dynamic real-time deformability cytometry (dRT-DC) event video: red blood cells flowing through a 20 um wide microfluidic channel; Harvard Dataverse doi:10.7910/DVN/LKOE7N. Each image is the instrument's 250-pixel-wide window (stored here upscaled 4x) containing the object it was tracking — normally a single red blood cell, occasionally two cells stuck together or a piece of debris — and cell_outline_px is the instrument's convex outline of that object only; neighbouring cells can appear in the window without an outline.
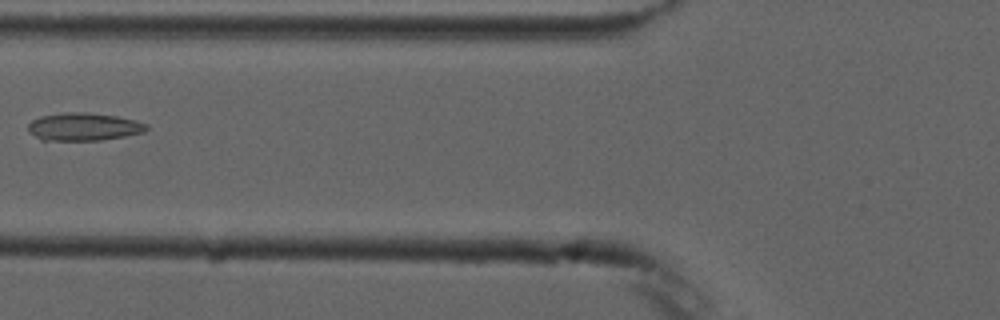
{"species": "common noctule bat (a hibernating species)", "species_latin": "Nyctalus noctula", "temperature_condition": "cold", "stored_images_in_passage": 9, "camera_frame_rate_fps": 3000, "um_per_image_px": 0.085, "animal": {"sex": "male", "forearm_length_mm": 52.5}, "frame": {"image": 1, "passage_image": 8, "time_ms": 8.0, "image_size_px": [1000, 320], "cell_outline_px": [[148, 128], [144, 132], [124, 136], [100, 140], [40, 140], [28, 132], [28, 124], [32, 120], [40, 116], [64, 112], [88, 112], [116, 116], [136, 120], [148, 124]], "centroid_in_image_um": [7.09, 10.77], "position_along_channel_um": 118.7, "area_um2": 19.31}}
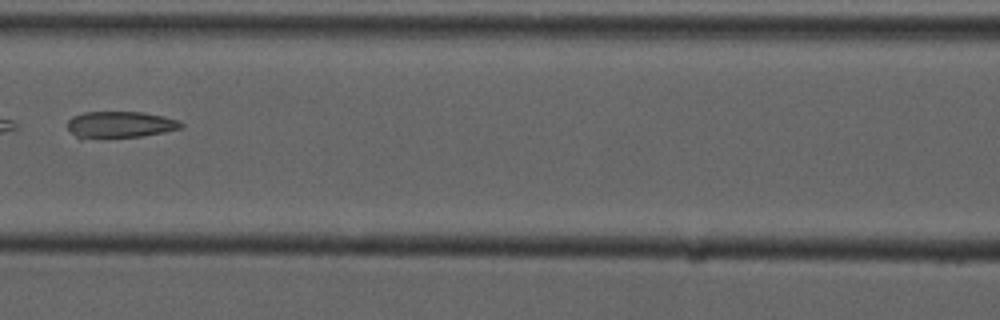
{"frame": {"image": 2, "passage_image": 9, "time_ms": 9.0, "image_size_px": [1000, 320], "cell_outline_px": [[184, 124], [180, 128], [164, 132], [140, 136], [80, 140], [68, 128], [68, 120], [72, 116], [84, 112], [140, 112], [164, 116], [180, 120]], "centroid_in_image_um": [10.17, 10.6], "position_along_channel_um": 156.4, "area_um2": 17.8}}